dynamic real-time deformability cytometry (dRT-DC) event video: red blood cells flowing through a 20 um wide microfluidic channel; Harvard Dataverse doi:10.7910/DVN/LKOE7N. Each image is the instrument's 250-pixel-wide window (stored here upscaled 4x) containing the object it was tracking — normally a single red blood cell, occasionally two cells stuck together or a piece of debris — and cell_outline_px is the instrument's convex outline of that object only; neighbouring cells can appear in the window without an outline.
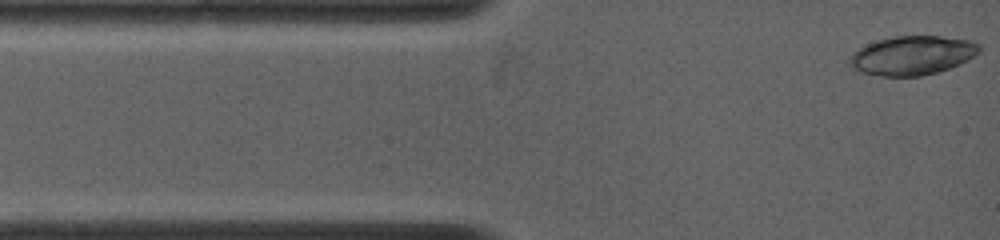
{"species": "common noctule bat (a hibernating species)", "species_latin": "Nyctalus noctula", "temperature_condition": "warm", "stored_images_in_passage": 11, "camera_frame_rate_fps": 5000, "um_per_image_px": 0.085, "animal": {"sex": "female", "body_mass_g": 19.0, "forearm_length_mm": 53.3}, "frame": {"image": 1, "passage_image": 1, "time_ms": 0.0, "image_size_px": [1000, 240], "cell_outline_px": [[980, 52], [968, 60], [960, 64], [936, 72], [920, 76], [884, 76], [860, 72], [852, 68], [848, 64], [848, 60], [852, 52], [876, 40], [896, 36], [940, 36], [968, 40], [980, 44]], "centroid_in_image_um": [77.53, 4.71], "position_along_channel_um": 7.5, "area_um2": 29.48}}
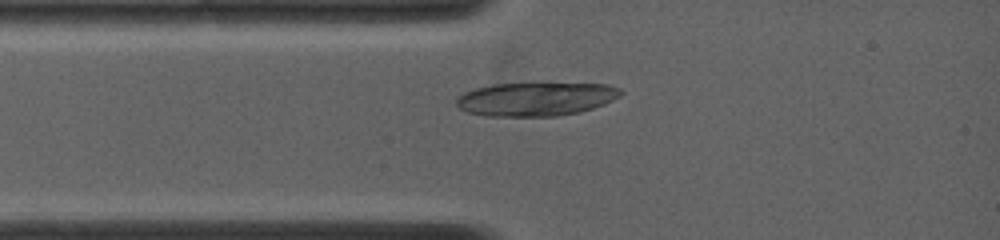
{"frame": {"image": 2, "passage_image": 11, "time_ms": 2.0, "image_size_px": [1000, 240], "cell_outline_px": [[624, 92], [620, 96], [604, 104], [580, 112], [556, 116], [488, 116], [468, 112], [460, 108], [456, 104], [456, 100], [464, 92], [476, 88], [496, 84], [540, 80], [608, 84], [620, 88]], "centroid_in_image_um": [45.62, 8.36], "position_along_channel_um": 39.4, "area_um2": 33.47}}